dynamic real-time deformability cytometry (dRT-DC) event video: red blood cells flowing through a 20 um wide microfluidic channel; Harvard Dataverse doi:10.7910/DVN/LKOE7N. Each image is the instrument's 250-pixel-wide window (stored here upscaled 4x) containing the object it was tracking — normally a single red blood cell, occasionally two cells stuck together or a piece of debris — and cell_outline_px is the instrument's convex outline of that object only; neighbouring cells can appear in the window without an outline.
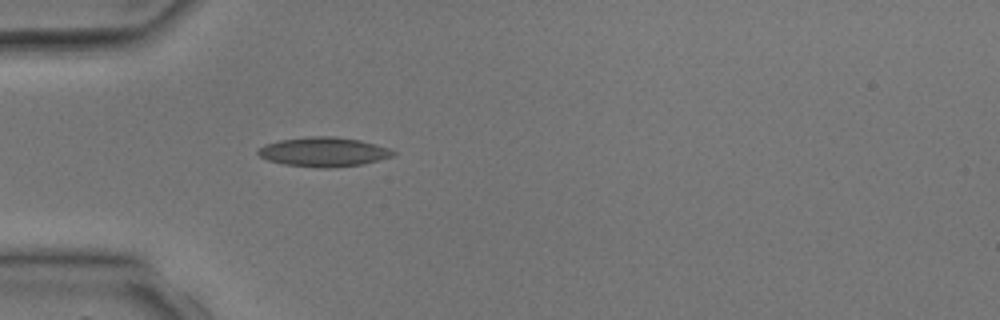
{"species": "common noctule bat (a hibernating species)", "species_latin": "Nyctalus noctula", "temperature_condition": "room temperature", "stored_images_in_passage": 1, "camera_frame_rate_fps": 3000, "um_per_image_px": 0.085, "animal": {"sex": "male", "body_mass_g": 17.9, "forearm_length_mm": 54.2}, "frame": {"image": 1, "passage_image": 1, "time_ms": 0.0, "image_size_px": [1000, 320], "cell_outline_px": [[396, 152], [392, 156], [364, 164], [332, 168], [316, 168], [284, 164], [268, 160], [260, 156], [256, 152], [264, 144], [280, 140], [312, 136], [336, 136], [360, 140], [376, 144], [388, 148]], "centroid_in_image_um": [27.51, 12.91], "position_along_channel_um": 57.5, "area_um2": 23.18}}